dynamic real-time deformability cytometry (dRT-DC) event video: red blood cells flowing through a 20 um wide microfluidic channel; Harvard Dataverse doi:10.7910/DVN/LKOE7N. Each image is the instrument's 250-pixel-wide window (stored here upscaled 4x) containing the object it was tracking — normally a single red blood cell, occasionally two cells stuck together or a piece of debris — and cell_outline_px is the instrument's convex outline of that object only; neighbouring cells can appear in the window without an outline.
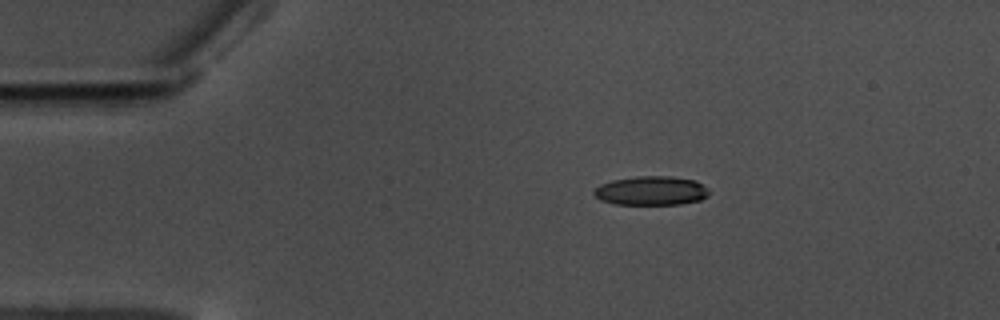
{"species": "common noctule bat (a hibernating species)", "species_latin": "Nyctalus noctula", "temperature_condition": "warm", "stored_images_in_passage": 48, "camera_frame_rate_fps": 3000, "um_per_image_px": 0.085, "animal": {"sex": "male", "body_mass_g": 17.5, "forearm_length_mm": 52.3}, "frame": {"image": 1, "passage_image": 1, "time_ms": 0.0, "image_size_px": [1000, 320], "cell_outline_px": [[708, 196], [700, 200], [680, 204], [616, 204], [600, 200], [592, 192], [600, 184], [612, 180], [636, 176], [672, 176], [696, 180], [708, 188]], "centroid_in_image_um": [55.36, 16.2], "position_along_channel_um": 29.6, "area_um2": 19.54}}
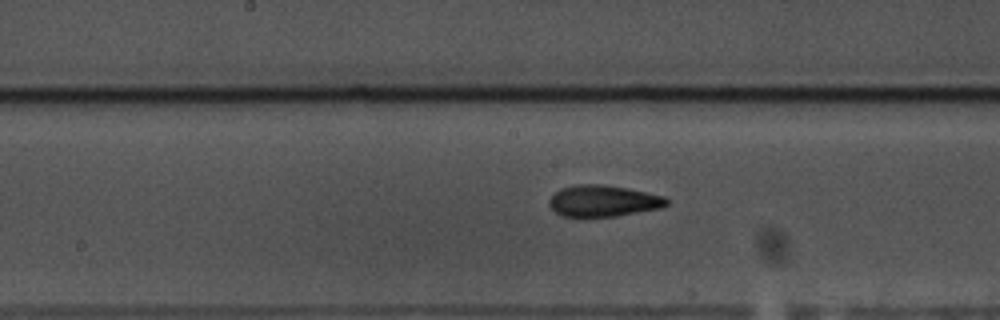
{"frame": {"image": 2, "passage_image": 20, "time_ms": 6.333, "image_size_px": [1000, 320], "cell_outline_px": [[668, 204], [660, 208], [616, 216], [560, 216], [548, 204], [548, 200], [560, 188], [576, 184], [604, 184], [628, 188], [664, 196], [668, 200]], "centroid_in_image_um": [51.26, 17.06], "position_along_channel_um": 196.9, "area_um2": 21.44}}
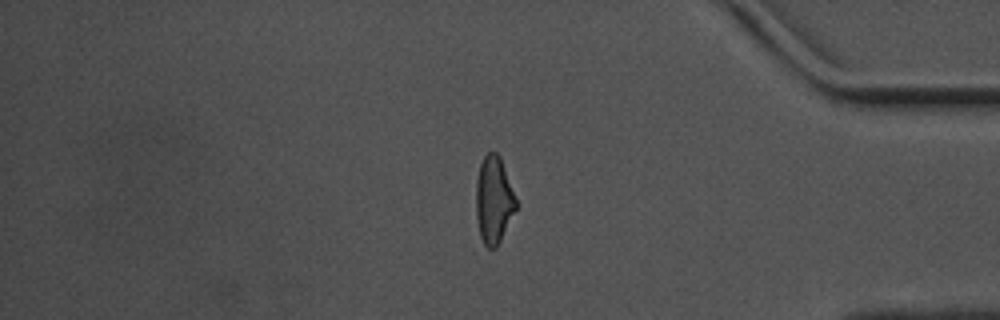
{"frame": {"image": 3, "passage_image": 39, "time_ms": 12.667, "image_size_px": [1000, 320], "cell_outline_px": [[516, 208], [496, 248], [488, 248], [484, 244], [480, 236], [476, 216], [476, 180], [480, 164], [484, 156], [488, 152], [496, 152], [500, 156], [516, 200]], "centroid_in_image_um": [41.94, 16.99], "position_along_channel_um": 393.3, "area_um2": 20.0}, "authors_computed_cell_mechanics": {"area_um2": 20.6924, "velocity_mm_per_s": 3.5139, "shape_relaxation_time_tau1_ms": null, "shape_relaxation_time_tau2_ms": 3.1801, "deformation_change_tau1": null, "deformation_change_tau2": 0.1087}}